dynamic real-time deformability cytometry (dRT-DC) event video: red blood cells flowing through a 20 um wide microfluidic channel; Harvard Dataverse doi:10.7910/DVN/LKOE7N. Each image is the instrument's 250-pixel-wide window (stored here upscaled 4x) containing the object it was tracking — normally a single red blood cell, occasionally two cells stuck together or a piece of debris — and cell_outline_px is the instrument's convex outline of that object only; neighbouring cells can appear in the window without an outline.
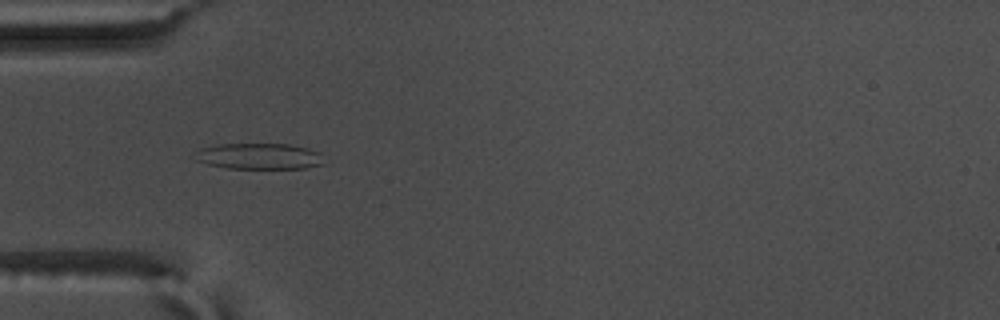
{"species": "common noctule bat (a hibernating species)", "species_latin": "Nyctalus noctula", "temperature_condition": "warm", "stored_images_in_passage": 56, "camera_frame_rate_fps": 3000, "um_per_image_px": 0.085, "animal": {"sex": "male", "body_mass_g": 17.5, "forearm_length_mm": 52.3}, "frame": {"image": 1, "passage_image": 18, "time_ms": 5.667, "image_size_px": [1000, 320], "cell_outline_px": [[324, 164], [308, 168], [228, 168], [208, 164], [196, 160], [196, 152], [200, 148], [216, 144], [288, 144], [308, 148], [320, 152]], "centroid_in_image_um": [22.05, 13.27], "position_along_channel_um": 63.0, "area_um2": 19.54}}
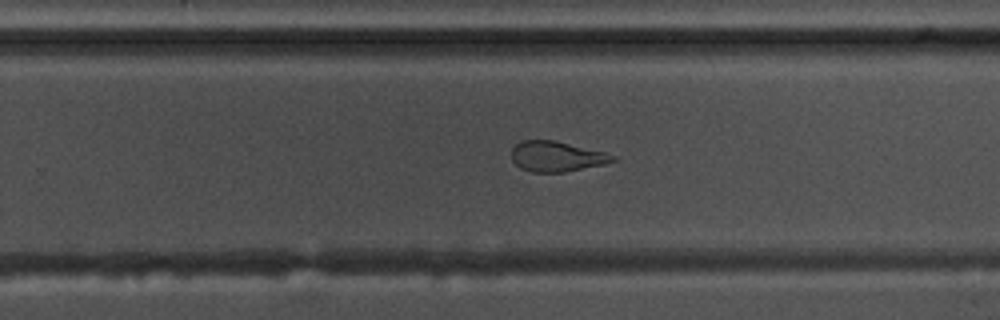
{"frame": {"image": 2, "passage_image": 36, "time_ms": 11.667, "image_size_px": [1000, 320], "cell_outline_px": [[616, 160], [604, 164], [564, 172], [532, 172], [520, 168], [512, 160], [512, 148], [520, 140], [552, 140], [604, 152], [616, 156]], "centroid_in_image_um": [47.28, 13.3], "position_along_channel_um": 282.5, "area_um2": 17.69}}
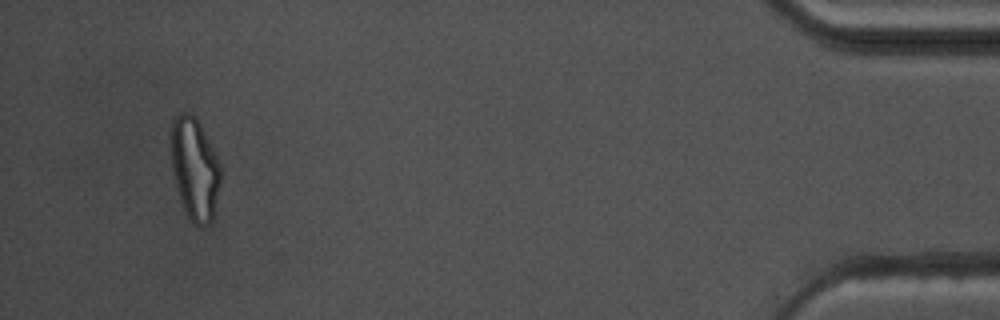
{"frame": {"image": 3, "passage_image": 53, "time_ms": 17.333, "image_size_px": [1000, 320], "cell_outline_px": [[220, 180], [212, 220], [208, 224], [200, 228], [184, 212], [180, 200], [172, 172], [168, 132], [172, 120], [180, 112], [188, 112], [196, 116], [220, 164]], "centroid_in_image_um": [16.49, 14.29], "position_along_channel_um": 418.7, "area_um2": 29.88}, "authors_computed_cell_mechanics": {"area_um2": 21.675, "velocity_mm_per_s": 3.6935, "shape_relaxation_time_tau1_ms": null, "shape_relaxation_time_tau2_ms": 1.9737, "deformation_change_tau1": null, "deformation_change_tau2": 0.1013}}